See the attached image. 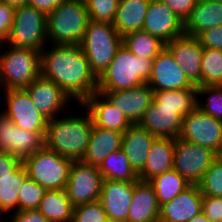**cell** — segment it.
I'll return each mask as SVG.
<instances>
[{
	"instance_id": "cell-1",
	"label": "cell",
	"mask_w": 222,
	"mask_h": 222,
	"mask_svg": "<svg viewBox=\"0 0 222 222\" xmlns=\"http://www.w3.org/2000/svg\"><path fill=\"white\" fill-rule=\"evenodd\" d=\"M40 52V75L82 104L98 91V78L80 45H51Z\"/></svg>"
},
{
	"instance_id": "cell-2",
	"label": "cell",
	"mask_w": 222,
	"mask_h": 222,
	"mask_svg": "<svg viewBox=\"0 0 222 222\" xmlns=\"http://www.w3.org/2000/svg\"><path fill=\"white\" fill-rule=\"evenodd\" d=\"M48 120L45 147L73 161H82L93 129L90 113ZM66 116V117H65Z\"/></svg>"
},
{
	"instance_id": "cell-3",
	"label": "cell",
	"mask_w": 222,
	"mask_h": 222,
	"mask_svg": "<svg viewBox=\"0 0 222 222\" xmlns=\"http://www.w3.org/2000/svg\"><path fill=\"white\" fill-rule=\"evenodd\" d=\"M154 58L135 56L123 44L107 69L98 78L97 92L139 87L148 82Z\"/></svg>"
},
{
	"instance_id": "cell-4",
	"label": "cell",
	"mask_w": 222,
	"mask_h": 222,
	"mask_svg": "<svg viewBox=\"0 0 222 222\" xmlns=\"http://www.w3.org/2000/svg\"><path fill=\"white\" fill-rule=\"evenodd\" d=\"M90 22L84 0H65L47 15L51 45H80Z\"/></svg>"
},
{
	"instance_id": "cell-5",
	"label": "cell",
	"mask_w": 222,
	"mask_h": 222,
	"mask_svg": "<svg viewBox=\"0 0 222 222\" xmlns=\"http://www.w3.org/2000/svg\"><path fill=\"white\" fill-rule=\"evenodd\" d=\"M8 47L0 53V91L26 88L40 76V52Z\"/></svg>"
},
{
	"instance_id": "cell-6",
	"label": "cell",
	"mask_w": 222,
	"mask_h": 222,
	"mask_svg": "<svg viewBox=\"0 0 222 222\" xmlns=\"http://www.w3.org/2000/svg\"><path fill=\"white\" fill-rule=\"evenodd\" d=\"M121 45L122 36L113 24L93 21L88 23L80 43L91 70L97 78L107 69Z\"/></svg>"
},
{
	"instance_id": "cell-7",
	"label": "cell",
	"mask_w": 222,
	"mask_h": 222,
	"mask_svg": "<svg viewBox=\"0 0 222 222\" xmlns=\"http://www.w3.org/2000/svg\"><path fill=\"white\" fill-rule=\"evenodd\" d=\"M47 43V15L30 5L15 8L9 38L0 47L7 44L41 52Z\"/></svg>"
},
{
	"instance_id": "cell-8",
	"label": "cell",
	"mask_w": 222,
	"mask_h": 222,
	"mask_svg": "<svg viewBox=\"0 0 222 222\" xmlns=\"http://www.w3.org/2000/svg\"><path fill=\"white\" fill-rule=\"evenodd\" d=\"M73 162L45 146L22 161L28 177L47 190H65Z\"/></svg>"
},
{
	"instance_id": "cell-9",
	"label": "cell",
	"mask_w": 222,
	"mask_h": 222,
	"mask_svg": "<svg viewBox=\"0 0 222 222\" xmlns=\"http://www.w3.org/2000/svg\"><path fill=\"white\" fill-rule=\"evenodd\" d=\"M218 157L217 153L208 148L179 137L175 139L173 169L190 185H198Z\"/></svg>"
},
{
	"instance_id": "cell-10",
	"label": "cell",
	"mask_w": 222,
	"mask_h": 222,
	"mask_svg": "<svg viewBox=\"0 0 222 222\" xmlns=\"http://www.w3.org/2000/svg\"><path fill=\"white\" fill-rule=\"evenodd\" d=\"M179 138L208 148L222 156V120L196 108L183 118Z\"/></svg>"
},
{
	"instance_id": "cell-11",
	"label": "cell",
	"mask_w": 222,
	"mask_h": 222,
	"mask_svg": "<svg viewBox=\"0 0 222 222\" xmlns=\"http://www.w3.org/2000/svg\"><path fill=\"white\" fill-rule=\"evenodd\" d=\"M4 91L7 106L1 111L14 125L31 132H46L48 119L35 107L25 88Z\"/></svg>"
},
{
	"instance_id": "cell-12",
	"label": "cell",
	"mask_w": 222,
	"mask_h": 222,
	"mask_svg": "<svg viewBox=\"0 0 222 222\" xmlns=\"http://www.w3.org/2000/svg\"><path fill=\"white\" fill-rule=\"evenodd\" d=\"M103 180L98 166L74 161L65 188L68 199L74 207L99 200Z\"/></svg>"
},
{
	"instance_id": "cell-13",
	"label": "cell",
	"mask_w": 222,
	"mask_h": 222,
	"mask_svg": "<svg viewBox=\"0 0 222 222\" xmlns=\"http://www.w3.org/2000/svg\"><path fill=\"white\" fill-rule=\"evenodd\" d=\"M147 84L154 92L197 88L166 47L154 58Z\"/></svg>"
},
{
	"instance_id": "cell-14",
	"label": "cell",
	"mask_w": 222,
	"mask_h": 222,
	"mask_svg": "<svg viewBox=\"0 0 222 222\" xmlns=\"http://www.w3.org/2000/svg\"><path fill=\"white\" fill-rule=\"evenodd\" d=\"M176 63L195 86H201L203 47L196 36L182 34L165 44Z\"/></svg>"
},
{
	"instance_id": "cell-15",
	"label": "cell",
	"mask_w": 222,
	"mask_h": 222,
	"mask_svg": "<svg viewBox=\"0 0 222 222\" xmlns=\"http://www.w3.org/2000/svg\"><path fill=\"white\" fill-rule=\"evenodd\" d=\"M37 110L48 120L60 116L72 102L68 95L53 81L41 75L26 88Z\"/></svg>"
},
{
	"instance_id": "cell-16",
	"label": "cell",
	"mask_w": 222,
	"mask_h": 222,
	"mask_svg": "<svg viewBox=\"0 0 222 222\" xmlns=\"http://www.w3.org/2000/svg\"><path fill=\"white\" fill-rule=\"evenodd\" d=\"M99 93L119 109L132 124H138L154 99V91L147 83L131 89Z\"/></svg>"
},
{
	"instance_id": "cell-17",
	"label": "cell",
	"mask_w": 222,
	"mask_h": 222,
	"mask_svg": "<svg viewBox=\"0 0 222 222\" xmlns=\"http://www.w3.org/2000/svg\"><path fill=\"white\" fill-rule=\"evenodd\" d=\"M142 30L167 44L184 34V22L161 0H151Z\"/></svg>"
},
{
	"instance_id": "cell-18",
	"label": "cell",
	"mask_w": 222,
	"mask_h": 222,
	"mask_svg": "<svg viewBox=\"0 0 222 222\" xmlns=\"http://www.w3.org/2000/svg\"><path fill=\"white\" fill-rule=\"evenodd\" d=\"M134 182L103 180L99 201L113 222H127Z\"/></svg>"
},
{
	"instance_id": "cell-19",
	"label": "cell",
	"mask_w": 222,
	"mask_h": 222,
	"mask_svg": "<svg viewBox=\"0 0 222 222\" xmlns=\"http://www.w3.org/2000/svg\"><path fill=\"white\" fill-rule=\"evenodd\" d=\"M198 185H190L171 201L160 206L159 222H188L202 212Z\"/></svg>"
},
{
	"instance_id": "cell-20",
	"label": "cell",
	"mask_w": 222,
	"mask_h": 222,
	"mask_svg": "<svg viewBox=\"0 0 222 222\" xmlns=\"http://www.w3.org/2000/svg\"><path fill=\"white\" fill-rule=\"evenodd\" d=\"M183 118L178 108L154 107L145 111L138 125L156 138H178L182 130Z\"/></svg>"
},
{
	"instance_id": "cell-21",
	"label": "cell",
	"mask_w": 222,
	"mask_h": 222,
	"mask_svg": "<svg viewBox=\"0 0 222 222\" xmlns=\"http://www.w3.org/2000/svg\"><path fill=\"white\" fill-rule=\"evenodd\" d=\"M94 126L124 133L132 123L99 92L90 95L82 104Z\"/></svg>"
},
{
	"instance_id": "cell-22",
	"label": "cell",
	"mask_w": 222,
	"mask_h": 222,
	"mask_svg": "<svg viewBox=\"0 0 222 222\" xmlns=\"http://www.w3.org/2000/svg\"><path fill=\"white\" fill-rule=\"evenodd\" d=\"M157 138L138 124H132L122 137L121 149L137 174L145 167L149 151Z\"/></svg>"
},
{
	"instance_id": "cell-23",
	"label": "cell",
	"mask_w": 222,
	"mask_h": 222,
	"mask_svg": "<svg viewBox=\"0 0 222 222\" xmlns=\"http://www.w3.org/2000/svg\"><path fill=\"white\" fill-rule=\"evenodd\" d=\"M160 206L149 181L134 182V194L127 222H159Z\"/></svg>"
},
{
	"instance_id": "cell-24",
	"label": "cell",
	"mask_w": 222,
	"mask_h": 222,
	"mask_svg": "<svg viewBox=\"0 0 222 222\" xmlns=\"http://www.w3.org/2000/svg\"><path fill=\"white\" fill-rule=\"evenodd\" d=\"M174 138H157L148 154L144 169L138 174L139 180L150 181L157 175L173 169Z\"/></svg>"
},
{
	"instance_id": "cell-25",
	"label": "cell",
	"mask_w": 222,
	"mask_h": 222,
	"mask_svg": "<svg viewBox=\"0 0 222 222\" xmlns=\"http://www.w3.org/2000/svg\"><path fill=\"white\" fill-rule=\"evenodd\" d=\"M123 133L107 130L93 125L90 142L82 162L99 166L112 152L117 151L122 145Z\"/></svg>"
},
{
	"instance_id": "cell-26",
	"label": "cell",
	"mask_w": 222,
	"mask_h": 222,
	"mask_svg": "<svg viewBox=\"0 0 222 222\" xmlns=\"http://www.w3.org/2000/svg\"><path fill=\"white\" fill-rule=\"evenodd\" d=\"M222 25V4L216 0H197L184 22V34L198 36L201 32Z\"/></svg>"
},
{
	"instance_id": "cell-27",
	"label": "cell",
	"mask_w": 222,
	"mask_h": 222,
	"mask_svg": "<svg viewBox=\"0 0 222 222\" xmlns=\"http://www.w3.org/2000/svg\"><path fill=\"white\" fill-rule=\"evenodd\" d=\"M151 0H120L113 26L120 36L143 29Z\"/></svg>"
},
{
	"instance_id": "cell-28",
	"label": "cell",
	"mask_w": 222,
	"mask_h": 222,
	"mask_svg": "<svg viewBox=\"0 0 222 222\" xmlns=\"http://www.w3.org/2000/svg\"><path fill=\"white\" fill-rule=\"evenodd\" d=\"M71 201L68 199L65 190L52 189L47 190L38 207L49 222H71L73 215Z\"/></svg>"
},
{
	"instance_id": "cell-29",
	"label": "cell",
	"mask_w": 222,
	"mask_h": 222,
	"mask_svg": "<svg viewBox=\"0 0 222 222\" xmlns=\"http://www.w3.org/2000/svg\"><path fill=\"white\" fill-rule=\"evenodd\" d=\"M197 88L155 91L154 107L178 108V114L184 118L197 108Z\"/></svg>"
},
{
	"instance_id": "cell-30",
	"label": "cell",
	"mask_w": 222,
	"mask_h": 222,
	"mask_svg": "<svg viewBox=\"0 0 222 222\" xmlns=\"http://www.w3.org/2000/svg\"><path fill=\"white\" fill-rule=\"evenodd\" d=\"M98 168L104 180L127 182H136L139 180L138 174L132 168L128 157L121 148L110 153Z\"/></svg>"
},
{
	"instance_id": "cell-31",
	"label": "cell",
	"mask_w": 222,
	"mask_h": 222,
	"mask_svg": "<svg viewBox=\"0 0 222 222\" xmlns=\"http://www.w3.org/2000/svg\"><path fill=\"white\" fill-rule=\"evenodd\" d=\"M28 177L23 163L12 173V177L0 181V216L7 217L18 211V196L22 184ZM7 213V214H6Z\"/></svg>"
},
{
	"instance_id": "cell-32",
	"label": "cell",
	"mask_w": 222,
	"mask_h": 222,
	"mask_svg": "<svg viewBox=\"0 0 222 222\" xmlns=\"http://www.w3.org/2000/svg\"><path fill=\"white\" fill-rule=\"evenodd\" d=\"M149 182L155 190L159 206L171 201L190 186L189 182L174 169L155 176Z\"/></svg>"
},
{
	"instance_id": "cell-33",
	"label": "cell",
	"mask_w": 222,
	"mask_h": 222,
	"mask_svg": "<svg viewBox=\"0 0 222 222\" xmlns=\"http://www.w3.org/2000/svg\"><path fill=\"white\" fill-rule=\"evenodd\" d=\"M122 44L135 56L143 58H155L165 48L163 41L143 30L126 34Z\"/></svg>"
},
{
	"instance_id": "cell-34",
	"label": "cell",
	"mask_w": 222,
	"mask_h": 222,
	"mask_svg": "<svg viewBox=\"0 0 222 222\" xmlns=\"http://www.w3.org/2000/svg\"><path fill=\"white\" fill-rule=\"evenodd\" d=\"M46 132H31L14 125L13 155L22 161L45 146Z\"/></svg>"
},
{
	"instance_id": "cell-35",
	"label": "cell",
	"mask_w": 222,
	"mask_h": 222,
	"mask_svg": "<svg viewBox=\"0 0 222 222\" xmlns=\"http://www.w3.org/2000/svg\"><path fill=\"white\" fill-rule=\"evenodd\" d=\"M201 86H222V51L203 48Z\"/></svg>"
},
{
	"instance_id": "cell-36",
	"label": "cell",
	"mask_w": 222,
	"mask_h": 222,
	"mask_svg": "<svg viewBox=\"0 0 222 222\" xmlns=\"http://www.w3.org/2000/svg\"><path fill=\"white\" fill-rule=\"evenodd\" d=\"M197 96V108L209 116L222 120V86H197ZM201 97L205 98L206 102Z\"/></svg>"
},
{
	"instance_id": "cell-37",
	"label": "cell",
	"mask_w": 222,
	"mask_h": 222,
	"mask_svg": "<svg viewBox=\"0 0 222 222\" xmlns=\"http://www.w3.org/2000/svg\"><path fill=\"white\" fill-rule=\"evenodd\" d=\"M47 189L27 177L18 196V211L37 210Z\"/></svg>"
},
{
	"instance_id": "cell-38",
	"label": "cell",
	"mask_w": 222,
	"mask_h": 222,
	"mask_svg": "<svg viewBox=\"0 0 222 222\" xmlns=\"http://www.w3.org/2000/svg\"><path fill=\"white\" fill-rule=\"evenodd\" d=\"M198 186L203 196L222 198V156L213 162Z\"/></svg>"
},
{
	"instance_id": "cell-39",
	"label": "cell",
	"mask_w": 222,
	"mask_h": 222,
	"mask_svg": "<svg viewBox=\"0 0 222 222\" xmlns=\"http://www.w3.org/2000/svg\"><path fill=\"white\" fill-rule=\"evenodd\" d=\"M90 21L113 24L120 0H84Z\"/></svg>"
},
{
	"instance_id": "cell-40",
	"label": "cell",
	"mask_w": 222,
	"mask_h": 222,
	"mask_svg": "<svg viewBox=\"0 0 222 222\" xmlns=\"http://www.w3.org/2000/svg\"><path fill=\"white\" fill-rule=\"evenodd\" d=\"M107 219L102 204L97 200L75 206L71 222H104Z\"/></svg>"
},
{
	"instance_id": "cell-41",
	"label": "cell",
	"mask_w": 222,
	"mask_h": 222,
	"mask_svg": "<svg viewBox=\"0 0 222 222\" xmlns=\"http://www.w3.org/2000/svg\"><path fill=\"white\" fill-rule=\"evenodd\" d=\"M14 123L0 112V151L13 155Z\"/></svg>"
},
{
	"instance_id": "cell-42",
	"label": "cell",
	"mask_w": 222,
	"mask_h": 222,
	"mask_svg": "<svg viewBox=\"0 0 222 222\" xmlns=\"http://www.w3.org/2000/svg\"><path fill=\"white\" fill-rule=\"evenodd\" d=\"M14 12V7L0 1V43H5L9 38L14 19Z\"/></svg>"
},
{
	"instance_id": "cell-43",
	"label": "cell",
	"mask_w": 222,
	"mask_h": 222,
	"mask_svg": "<svg viewBox=\"0 0 222 222\" xmlns=\"http://www.w3.org/2000/svg\"><path fill=\"white\" fill-rule=\"evenodd\" d=\"M202 213L211 221L222 220V198L214 196H203Z\"/></svg>"
},
{
	"instance_id": "cell-44",
	"label": "cell",
	"mask_w": 222,
	"mask_h": 222,
	"mask_svg": "<svg viewBox=\"0 0 222 222\" xmlns=\"http://www.w3.org/2000/svg\"><path fill=\"white\" fill-rule=\"evenodd\" d=\"M197 38L203 48L222 51V25L201 32Z\"/></svg>"
},
{
	"instance_id": "cell-45",
	"label": "cell",
	"mask_w": 222,
	"mask_h": 222,
	"mask_svg": "<svg viewBox=\"0 0 222 222\" xmlns=\"http://www.w3.org/2000/svg\"><path fill=\"white\" fill-rule=\"evenodd\" d=\"M181 21L185 22L191 15L197 0H161Z\"/></svg>"
},
{
	"instance_id": "cell-46",
	"label": "cell",
	"mask_w": 222,
	"mask_h": 222,
	"mask_svg": "<svg viewBox=\"0 0 222 222\" xmlns=\"http://www.w3.org/2000/svg\"><path fill=\"white\" fill-rule=\"evenodd\" d=\"M22 160L10 153L0 151V181L12 177Z\"/></svg>"
},
{
	"instance_id": "cell-47",
	"label": "cell",
	"mask_w": 222,
	"mask_h": 222,
	"mask_svg": "<svg viewBox=\"0 0 222 222\" xmlns=\"http://www.w3.org/2000/svg\"><path fill=\"white\" fill-rule=\"evenodd\" d=\"M3 222H49L48 219L38 210H27V211H16L13 212L10 220H6L5 217Z\"/></svg>"
},
{
	"instance_id": "cell-48",
	"label": "cell",
	"mask_w": 222,
	"mask_h": 222,
	"mask_svg": "<svg viewBox=\"0 0 222 222\" xmlns=\"http://www.w3.org/2000/svg\"><path fill=\"white\" fill-rule=\"evenodd\" d=\"M65 0H28V5L48 15Z\"/></svg>"
},
{
	"instance_id": "cell-49",
	"label": "cell",
	"mask_w": 222,
	"mask_h": 222,
	"mask_svg": "<svg viewBox=\"0 0 222 222\" xmlns=\"http://www.w3.org/2000/svg\"><path fill=\"white\" fill-rule=\"evenodd\" d=\"M0 1L5 2L14 8H17L23 5H28V0H0Z\"/></svg>"
},
{
	"instance_id": "cell-50",
	"label": "cell",
	"mask_w": 222,
	"mask_h": 222,
	"mask_svg": "<svg viewBox=\"0 0 222 222\" xmlns=\"http://www.w3.org/2000/svg\"><path fill=\"white\" fill-rule=\"evenodd\" d=\"M188 222H211L202 212Z\"/></svg>"
},
{
	"instance_id": "cell-51",
	"label": "cell",
	"mask_w": 222,
	"mask_h": 222,
	"mask_svg": "<svg viewBox=\"0 0 222 222\" xmlns=\"http://www.w3.org/2000/svg\"><path fill=\"white\" fill-rule=\"evenodd\" d=\"M104 222H113L111 219H107L106 221H104Z\"/></svg>"
},
{
	"instance_id": "cell-52",
	"label": "cell",
	"mask_w": 222,
	"mask_h": 222,
	"mask_svg": "<svg viewBox=\"0 0 222 222\" xmlns=\"http://www.w3.org/2000/svg\"><path fill=\"white\" fill-rule=\"evenodd\" d=\"M217 2H219L220 4H222V0H216Z\"/></svg>"
}]
</instances>
